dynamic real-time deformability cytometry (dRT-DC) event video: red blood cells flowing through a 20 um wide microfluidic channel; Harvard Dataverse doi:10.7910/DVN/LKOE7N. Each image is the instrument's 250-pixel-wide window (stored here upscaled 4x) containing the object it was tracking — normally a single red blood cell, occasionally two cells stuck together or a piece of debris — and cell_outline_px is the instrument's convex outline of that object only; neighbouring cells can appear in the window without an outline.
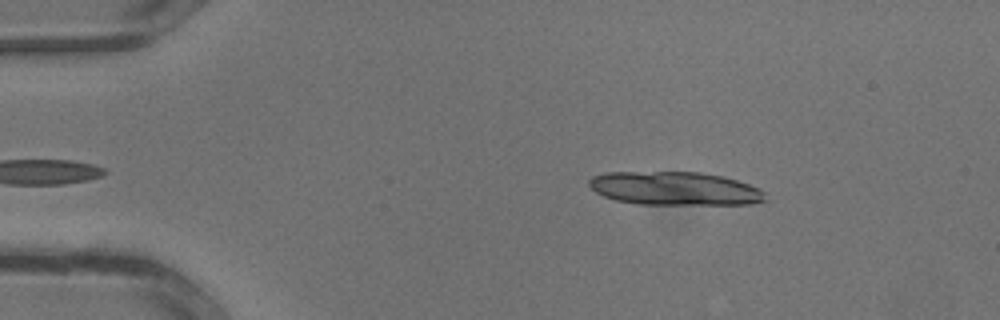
{"species": "common noctule bat (a hibernating species)", "species_latin": "Nyctalus noctula", "temperature_condition": "warm", "stored_images_in_passage": 25, "camera_frame_rate_fps": 3000, "um_per_image_px": 0.085, "animal": {"sex": "male", "body_mass_g": 13.3}, "frame": {"image": 1, "passage_image": 2, "time_ms": 0.333, "image_size_px": [1000, 320], "cell_outline_px": [[768, 200], [752, 204], [640, 204], [616, 200], [604, 196], [596, 192], [588, 184], [588, 180], [592, 176], [604, 172], [700, 172], [720, 176], [736, 180], [760, 188], [764, 192]], "centroid_in_image_um": [57.36, 16.02], "position_along_channel_um": 27.6, "area_um2": 34.39}}
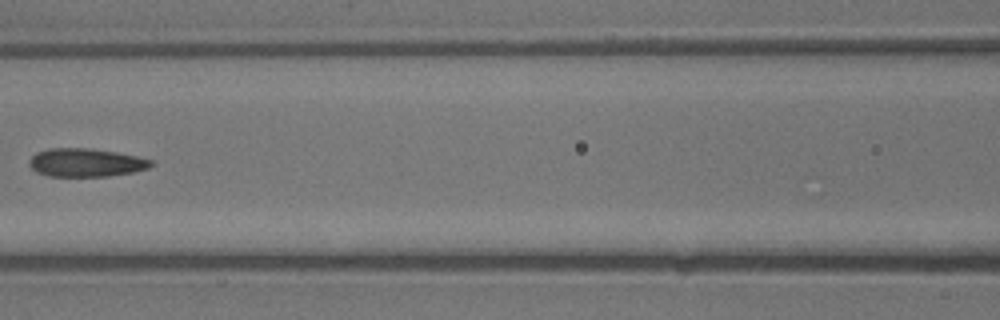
{"frame": {"image": 2, "passage_image": 12, "time_ms": 3.667, "image_size_px": [1000, 320], "cell_outline_px": [[156, 164], [148, 168], [132, 172], [108, 176], [48, 176], [36, 172], [28, 164], [28, 160], [36, 152], [48, 148], [92, 148], [116, 152], [136, 156], [152, 160]], "centroid_in_image_um": [7.28, 13.81], "position_along_channel_um": 159.3, "area_um2": 20.23}}
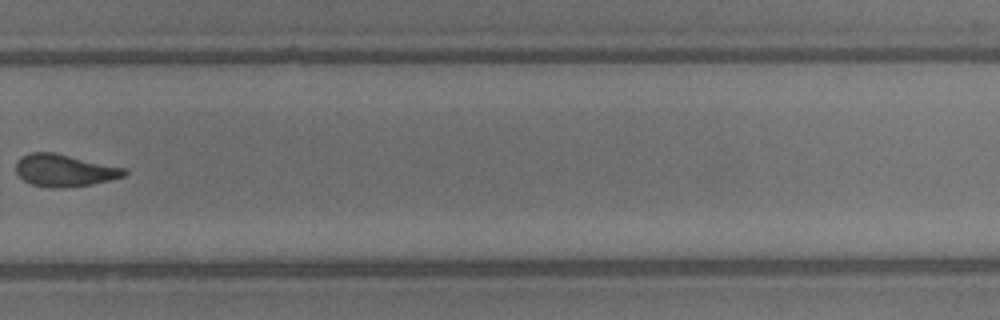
{"frame": {"image": 3, "passage_image": 20, "time_ms": 6.333, "image_size_px": [1000, 320], "cell_outline_px": [[128, 172], [124, 176], [92, 184], [60, 188], [52, 188], [32, 184], [24, 180], [16, 172], [16, 160], [20, 156], [28, 152], [52, 152], [124, 168]], "centroid_in_image_um": [5.42, 14.48], "position_along_channel_um": 324.4, "area_um2": 20.11}}